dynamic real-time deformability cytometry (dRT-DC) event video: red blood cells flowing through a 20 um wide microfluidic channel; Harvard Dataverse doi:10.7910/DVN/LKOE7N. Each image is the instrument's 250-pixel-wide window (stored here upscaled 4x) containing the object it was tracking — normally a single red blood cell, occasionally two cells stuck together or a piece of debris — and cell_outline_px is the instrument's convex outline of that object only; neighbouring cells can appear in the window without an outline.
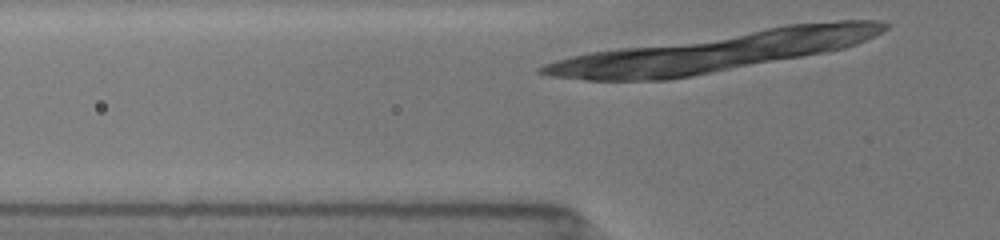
{"species": "common noctule bat (a hibernating species)", "species_latin": "Nyctalus noctula", "temperature_condition": "room temperature", "stored_images_in_passage": 6, "camera_frame_rate_fps": 3000, "um_per_image_px": 0.085, "animal": {"sex": "female", "body_mass_g": 19.5, "forearm_length_mm": 54.1}, "frame": {"image": 1, "passage_image": 1, "time_ms": 0.0, "image_size_px": [1000, 240], "cell_outline_px": [[752, 60], [600, 60], [608, 56], [624, 52], [660, 48], [712, 44], [736, 44]], "centroid_in_image_um": [58.27, 4.55], "position_along_channel_um": 67.5, "area_um2": 12.37}}